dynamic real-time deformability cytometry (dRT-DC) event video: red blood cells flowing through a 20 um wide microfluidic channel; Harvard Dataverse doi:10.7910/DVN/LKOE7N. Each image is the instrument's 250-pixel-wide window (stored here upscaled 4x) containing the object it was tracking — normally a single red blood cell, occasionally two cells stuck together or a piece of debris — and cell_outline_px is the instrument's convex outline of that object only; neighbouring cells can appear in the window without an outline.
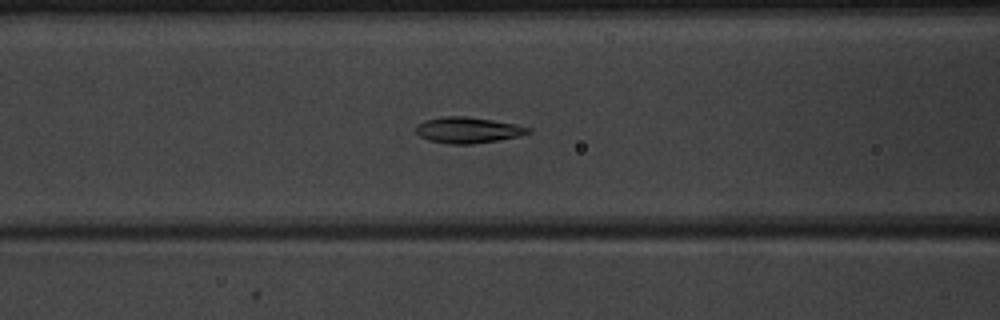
{"species": "common noctule bat (a hibernating species)", "species_latin": "Nyctalus noctula", "temperature_condition": "warm", "stored_images_in_passage": 42, "camera_frame_rate_fps": 3000, "um_per_image_px": 0.085, "animal": {"sex": "male", "body_mass_g": 20.1, "forearm_length_mm": 53.5}, "frame": {"image": 1, "passage_image": 12, "time_ms": 3.667, "image_size_px": [1000, 320], "cell_outline_px": [[532, 132], [500, 140], [472, 144], [448, 144], [428, 140], [420, 136], [412, 128], [416, 124], [424, 120], [444, 116], [464, 116], [492, 120], [532, 128]], "centroid_in_image_um": [39.7, 11.06], "position_along_channel_um": 126.9, "area_um2": 17.05}}
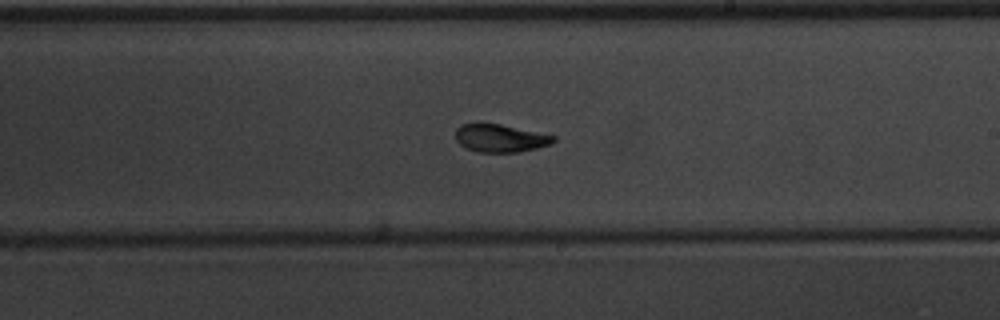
{"frame": {"image": 2, "passage_image": 21, "time_ms": 6.667, "image_size_px": [1000, 320], "cell_outline_px": [[556, 140], [552, 144], [520, 152], [476, 152], [464, 148], [456, 140], [456, 128], [460, 124], [476, 120], [500, 124], [556, 136]], "centroid_in_image_um": [42.46, 11.71], "position_along_channel_um": 246.5, "area_um2": 16.47}}
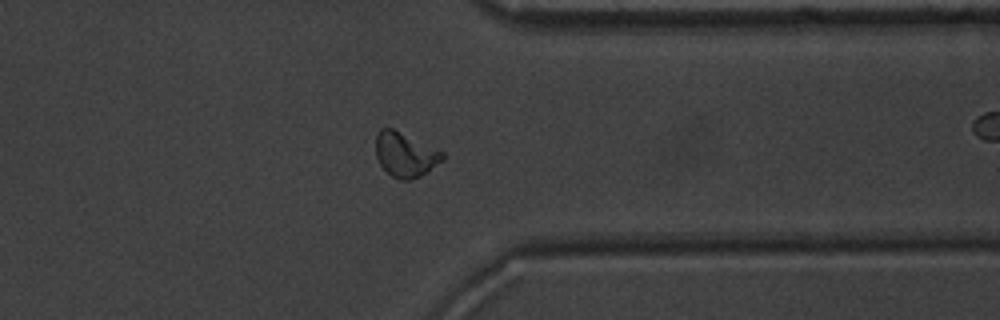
{"frame": {"image": 3, "passage_image": 31, "time_ms": 10.0, "image_size_px": [1000, 320], "cell_outline_px": [[444, 160], [428, 172], [412, 180], [400, 180], [392, 176], [380, 164], [376, 156], [376, 136], [380, 128], [392, 128], [444, 152]], "centroid_in_image_um": [34.46, 13.16], "position_along_channel_um": 376.9, "area_um2": 17.28}}